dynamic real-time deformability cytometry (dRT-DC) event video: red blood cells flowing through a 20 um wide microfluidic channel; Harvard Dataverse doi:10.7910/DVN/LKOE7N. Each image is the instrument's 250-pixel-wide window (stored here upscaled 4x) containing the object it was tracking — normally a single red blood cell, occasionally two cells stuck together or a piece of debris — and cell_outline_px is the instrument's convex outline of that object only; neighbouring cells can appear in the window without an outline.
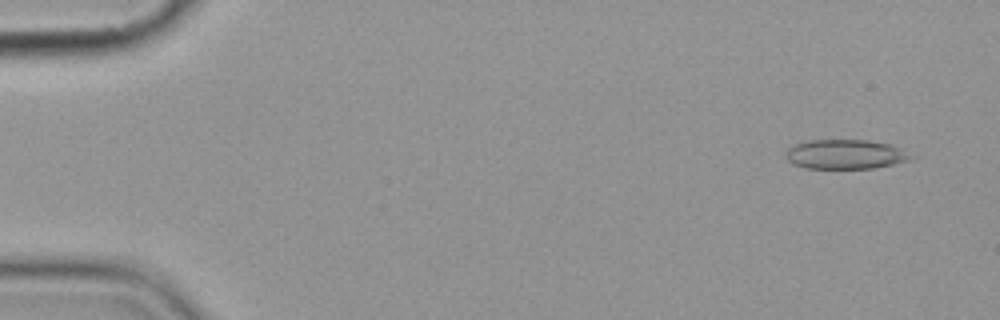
{"species": "common noctule bat (a hibernating species)", "species_latin": "Nyctalus noctula", "temperature_condition": "cold", "stored_images_in_passage": 5, "camera_frame_rate_fps": 3000, "um_per_image_px": 0.085, "animal": {"sex": "female", "body_mass_g": 19.9}, "frame": {"image": 1, "passage_image": 1, "time_ms": 0.0, "image_size_px": [1000, 320], "cell_outline_px": [[916, 156], [912, 160], [876, 168], [804, 168], [792, 164], [784, 156], [788, 148], [796, 144], [808, 140], [868, 140], [892, 144]], "centroid_in_image_um": [71.9, 13.12], "position_along_channel_um": 13.1, "area_um2": 21.79}}
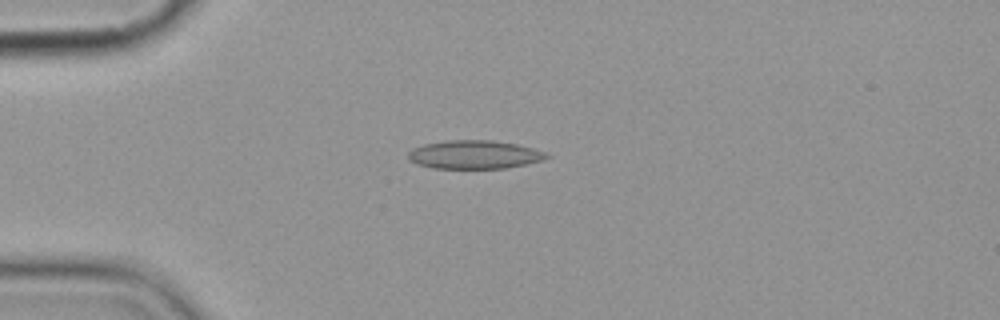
{"frame": {"image": 2, "passage_image": 4, "time_ms": 3.667, "image_size_px": [1000, 320], "cell_outline_px": [[552, 156], [544, 160], [504, 168], [432, 168], [416, 164], [408, 160], [408, 152], [412, 148], [424, 144], [444, 140], [492, 140], [516, 144], [548, 152]], "centroid_in_image_um": [40.31, 13.13], "position_along_channel_um": 44.7, "area_um2": 23.12}}